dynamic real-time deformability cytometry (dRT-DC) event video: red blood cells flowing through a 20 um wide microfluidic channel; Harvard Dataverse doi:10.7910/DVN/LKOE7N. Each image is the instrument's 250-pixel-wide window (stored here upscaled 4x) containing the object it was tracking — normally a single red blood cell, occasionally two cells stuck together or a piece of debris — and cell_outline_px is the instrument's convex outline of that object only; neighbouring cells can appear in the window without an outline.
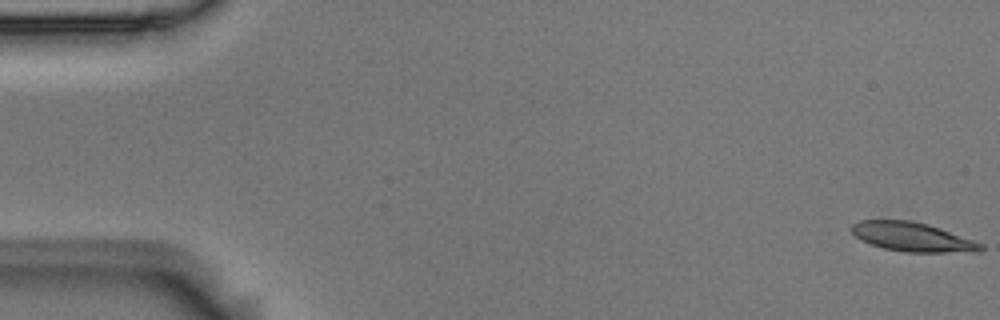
{"species": "Egyptian fruit bat (a non-hibernating species)", "species_latin": "Rousettus aegyptiacus", "temperature_condition": "room temperature", "stored_images_in_passage": 6, "camera_frame_rate_fps": 3000, "um_per_image_px": 0.085, "animal": {"sex": "male"}, "frame": {"image": 1, "passage_image": 1, "time_ms": 0.0, "image_size_px": [1000, 320], "cell_outline_px": [[984, 248], [980, 252], [904, 252], [884, 248], [868, 244], [860, 240], [852, 232], [852, 224], [860, 220], [908, 220], [928, 224], [940, 228], [984, 244]], "centroid_in_image_um": [77.56, 20.15], "position_along_channel_um": 7.4, "area_um2": 21.96}}
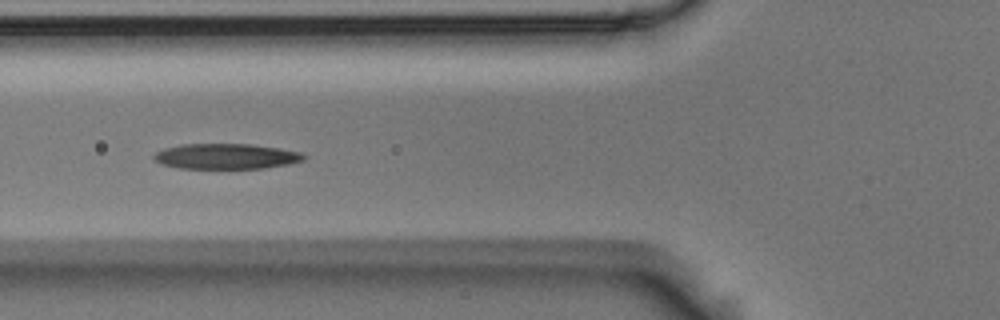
{"frame": {"image": 2, "passage_image": 6, "time_ms": 1.667, "image_size_px": [1000, 320], "cell_outline_px": [[308, 156], [304, 160], [292, 164], [264, 168], [180, 168], [160, 164], [152, 160], [152, 156], [156, 152], [164, 148], [180, 144], [252, 144], [280, 148], [300, 152]], "centroid_in_image_um": [19.22, 13.28], "position_along_channel_um": 106.6, "area_um2": 22.48}}